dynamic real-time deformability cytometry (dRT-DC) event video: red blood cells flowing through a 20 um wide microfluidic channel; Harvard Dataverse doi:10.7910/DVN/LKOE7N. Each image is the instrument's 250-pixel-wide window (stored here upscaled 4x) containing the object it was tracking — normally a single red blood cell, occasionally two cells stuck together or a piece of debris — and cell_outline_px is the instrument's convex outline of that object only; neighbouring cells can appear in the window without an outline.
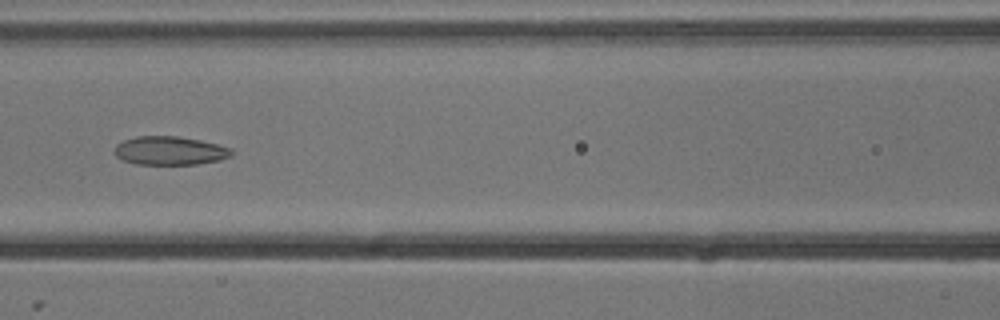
{"species": "common noctule bat (a hibernating species)", "species_latin": "Nyctalus noctula", "temperature_condition": "cold", "stored_images_in_passage": 6, "camera_frame_rate_fps": 3000, "um_per_image_px": 0.085, "animal": {"sex": "male", "body_mass_g": 13.3}, "frame": {"image": 1, "passage_image": 6, "time_ms": 1.667, "image_size_px": [1000, 320], "cell_outline_px": [[236, 152], [232, 156], [220, 160], [196, 164], [136, 164], [124, 160], [116, 156], [112, 152], [116, 144], [124, 140], [136, 136], [180, 136], [200, 140], [232, 148]], "centroid_in_image_um": [14.45, 12.8], "position_along_channel_um": 152.1, "area_um2": 19.71}}